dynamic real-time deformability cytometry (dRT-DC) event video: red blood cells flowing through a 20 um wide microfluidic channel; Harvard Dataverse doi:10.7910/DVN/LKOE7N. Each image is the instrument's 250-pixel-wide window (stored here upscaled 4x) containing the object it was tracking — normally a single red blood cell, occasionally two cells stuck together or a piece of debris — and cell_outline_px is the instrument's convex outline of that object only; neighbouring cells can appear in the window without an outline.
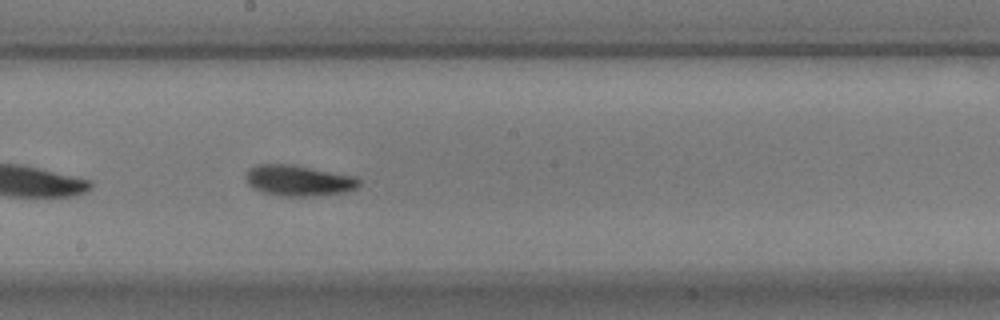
{"species": "common noctule bat (a hibernating species)", "species_latin": "Nyctalus noctula", "temperature_condition": "warm", "stored_images_in_passage": 24, "camera_frame_rate_fps": 3000, "um_per_image_px": 0.085, "animal": {"sex": "male", "body_mass_g": 17.9}, "frame": {"image": 1, "passage_image": 14, "time_ms": 4.333, "image_size_px": [1000, 320], "cell_outline_px": [[360, 184], [356, 188], [344, 192], [312, 196], [284, 196], [264, 192], [252, 188], [248, 184], [244, 176], [248, 168], [256, 164], [292, 164], [352, 176], [360, 180]], "centroid_in_image_um": [25.31, 15.34], "position_along_channel_um": 222.9, "area_um2": 20.23}}